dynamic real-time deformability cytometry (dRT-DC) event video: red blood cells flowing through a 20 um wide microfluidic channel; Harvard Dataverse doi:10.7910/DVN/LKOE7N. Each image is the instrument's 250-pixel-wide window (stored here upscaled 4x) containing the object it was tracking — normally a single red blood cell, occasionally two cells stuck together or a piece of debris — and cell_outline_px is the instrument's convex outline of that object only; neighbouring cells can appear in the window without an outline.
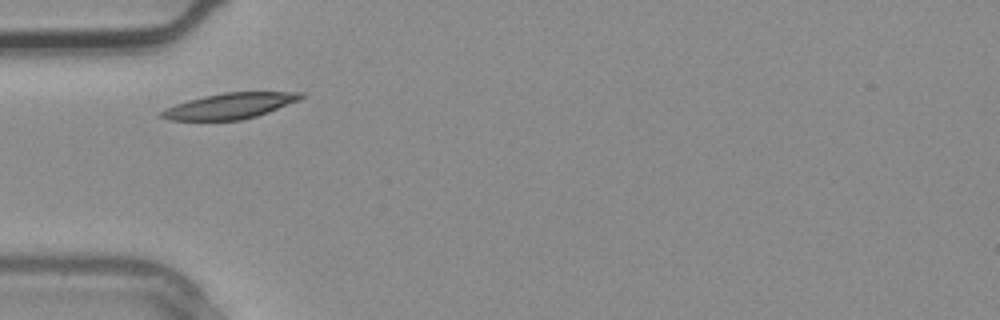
{"species": "common noctule bat (a hibernating species)", "species_latin": "Nyctalus noctula", "temperature_condition": "warm", "stored_images_in_passage": 1, "camera_frame_rate_fps": 3000, "um_per_image_px": 0.085, "animal": {"sex": "male", "body_mass_g": 20.4}, "frame": {"image": 1, "passage_image": 1, "time_ms": 0.0, "image_size_px": [1000, 320], "cell_outline_px": [[304, 96], [300, 100], [268, 112], [256, 116], [240, 120], [168, 120], [160, 116], [156, 112], [176, 104], [188, 100], [204, 96], [224, 92], [304, 92]], "centroid_in_image_um": [19.52, 9.0], "position_along_channel_um": 65.5, "area_um2": 20.87}}